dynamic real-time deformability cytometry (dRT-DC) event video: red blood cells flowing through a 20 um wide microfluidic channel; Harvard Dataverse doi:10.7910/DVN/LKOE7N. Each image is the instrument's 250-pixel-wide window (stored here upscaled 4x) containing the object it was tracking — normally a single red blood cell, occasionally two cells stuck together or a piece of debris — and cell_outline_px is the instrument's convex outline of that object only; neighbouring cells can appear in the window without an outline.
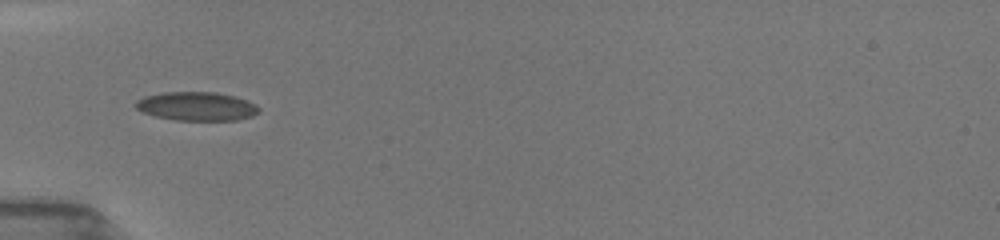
{"species": "common noctule bat (a hibernating species)", "species_latin": "Nyctalus noctula", "temperature_condition": "room temperature", "stored_images_in_passage": 31, "camera_frame_rate_fps": 3000, "um_per_image_px": 0.085, "animal": {"sex": "female", "body_mass_g": 19.5, "forearm_length_mm": 54.1}, "frame": {"image": 1, "passage_image": 1, "time_ms": 0.0, "image_size_px": [1000, 240], "cell_outline_px": [[260, 112], [252, 116], [236, 120], [176, 120], [156, 116], [144, 112], [136, 108], [136, 100], [144, 96], [164, 92], [216, 92], [236, 96], [256, 104], [260, 108]], "centroid_in_image_um": [16.75, 9.03], "position_along_channel_um": 68.2, "area_um2": 20.63}}
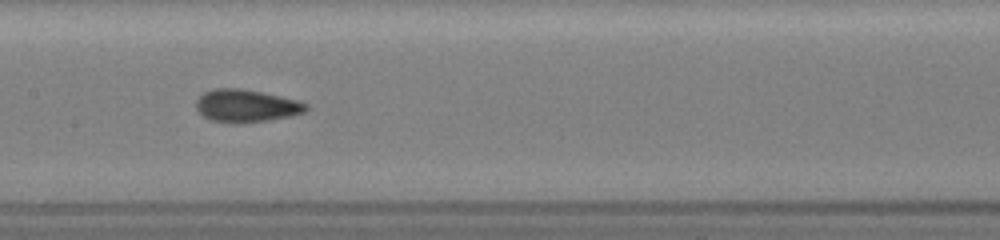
{"frame": {"image": 2, "passage_image": 14, "time_ms": 3.0, "image_size_px": [1000, 240], "cell_outline_px": [[308, 108], [304, 112], [288, 116], [268, 120], [236, 124], [212, 120], [204, 116], [196, 108], [196, 100], [204, 92], [216, 88], [240, 88], [280, 96], [296, 100], [308, 104]], "centroid_in_image_um": [20.91, 8.99], "position_along_channel_um": 186.5, "area_um2": 20.69}}
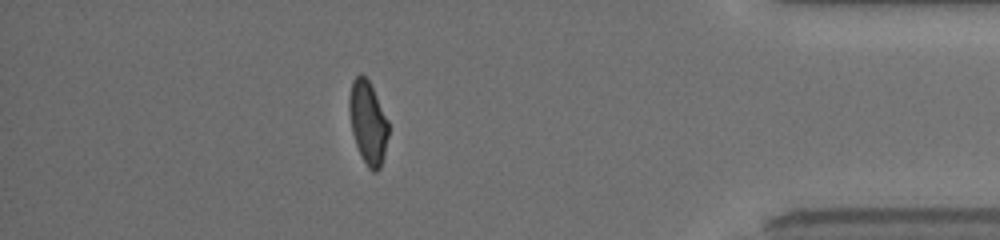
{"frame": {"image": 3, "passage_image": 28, "time_ms": 9.333, "image_size_px": [1000, 240], "cell_outline_px": [[388, 136], [380, 168], [376, 172], [372, 172], [368, 168], [356, 144], [352, 132], [348, 108], [348, 96], [352, 80], [360, 72], [368, 80], [388, 120]], "centroid_in_image_um": [31.25, 10.39], "position_along_channel_um": 404.0, "area_um2": 18.79}, "authors_computed_cell_mechanics": {"area_um2": 20.1722, "velocity_mm_per_s": 3.9859, "shape_relaxation_time_tau1_ms": 4.4267, "shape_relaxation_time_tau2_ms": 1.4708, "deformation_change_tau1": 0.1368, "deformation_change_tau2": 0.0693}}